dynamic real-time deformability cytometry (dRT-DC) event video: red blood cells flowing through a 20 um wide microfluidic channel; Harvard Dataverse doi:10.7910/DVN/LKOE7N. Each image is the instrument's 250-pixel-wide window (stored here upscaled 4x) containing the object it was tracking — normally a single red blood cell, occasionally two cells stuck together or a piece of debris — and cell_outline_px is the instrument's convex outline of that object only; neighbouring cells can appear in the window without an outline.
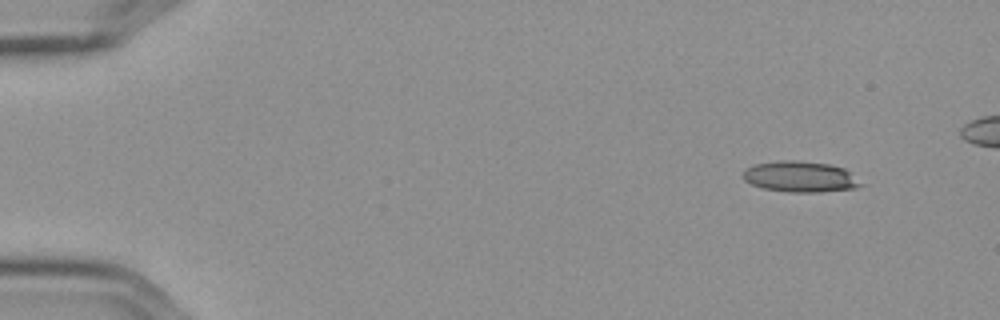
{"species": "Egyptian fruit bat (a non-hibernating species)", "species_latin": "Rousettus aegyptiacus", "temperature_condition": "cold", "stored_images_in_passage": 15, "camera_frame_rate_fps": 3000, "um_per_image_px": 0.085, "frame": {"image": 1, "passage_image": 1, "time_ms": 0.0, "image_size_px": [1000, 320], "cell_outline_px": [[864, 184], [856, 188], [816, 192], [792, 192], [764, 188], [752, 184], [744, 180], [740, 176], [744, 168], [756, 164], [784, 160], [796, 160], [828, 164], [844, 168]], "centroid_in_image_um": [67.99, 15.01], "position_along_channel_um": 17.0, "area_um2": 21.1}}
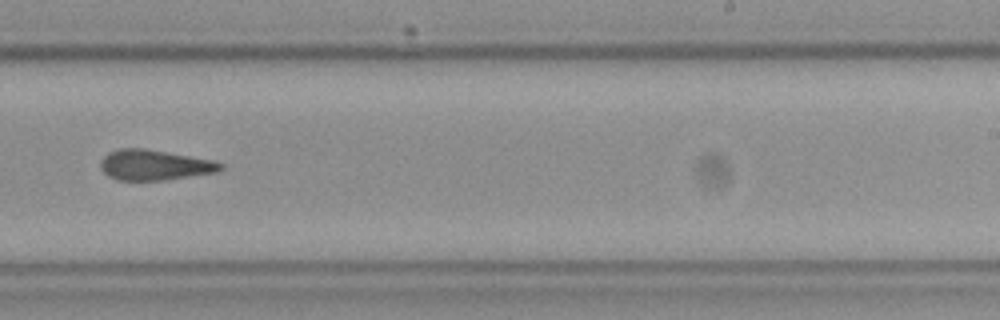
{"frame": {"image": 2, "passage_image": 9, "time_ms": 2.667, "image_size_px": [1000, 320], "cell_outline_px": [[224, 168], [216, 172], [164, 180], [116, 180], [108, 176], [100, 168], [100, 160], [108, 152], [120, 148], [144, 148], [216, 160], [224, 164]], "centroid_in_image_um": [13.13, 14.02], "position_along_channel_um": 275.9, "area_um2": 21.44}}
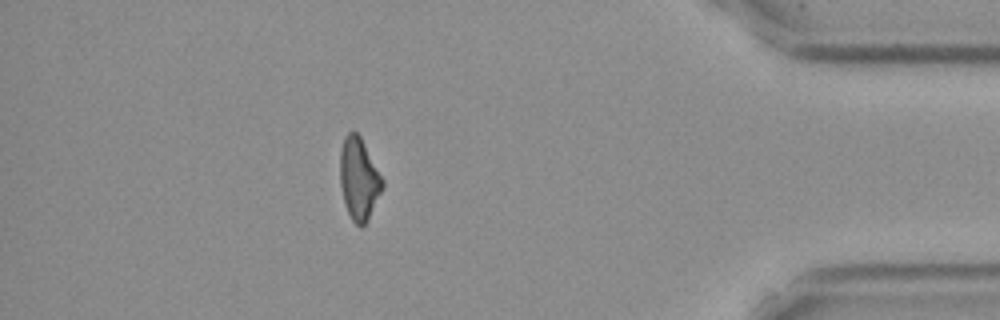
{"frame": {"image": 3, "passage_image": 13, "time_ms": 4.0, "image_size_px": [1000, 320], "cell_outline_px": [[384, 184], [368, 220], [360, 228], [352, 220], [344, 204], [340, 184], [340, 152], [344, 136], [348, 132], [356, 132], [360, 136], [384, 180]], "centroid_in_image_um": [30.49, 15.2], "position_along_channel_um": 404.7, "area_um2": 20.17}}